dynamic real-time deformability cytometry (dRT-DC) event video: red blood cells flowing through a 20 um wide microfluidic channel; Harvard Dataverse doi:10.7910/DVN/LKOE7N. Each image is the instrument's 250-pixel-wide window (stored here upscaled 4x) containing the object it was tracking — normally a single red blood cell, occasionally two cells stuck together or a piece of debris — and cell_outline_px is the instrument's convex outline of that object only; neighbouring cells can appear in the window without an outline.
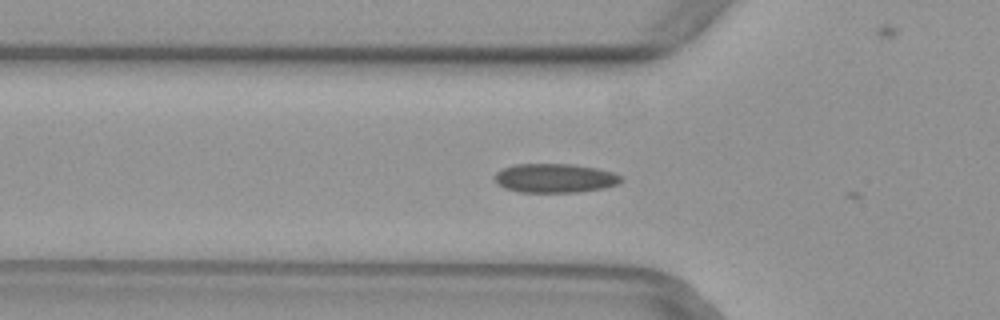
{"species": "common noctule bat (a hibernating species)", "species_latin": "Nyctalus noctula", "temperature_condition": "warm", "stored_images_in_passage": 7, "camera_frame_rate_fps": 3000, "um_per_image_px": 0.085, "animal": {"sex": "female", "body_mass_g": 29.2, "forearm_length_mm": 56.3}, "frame": {"image": 1, "passage_image": 3, "time_ms": 0.667, "image_size_px": [1000, 320], "cell_outline_px": [[624, 180], [620, 184], [604, 188], [576, 192], [520, 192], [504, 188], [496, 184], [492, 176], [496, 172], [504, 168], [516, 164], [572, 164], [596, 168], [612, 172], [624, 176]], "centroid_in_image_um": [47.17, 15.14], "position_along_channel_um": 78.6, "area_um2": 21.68}}
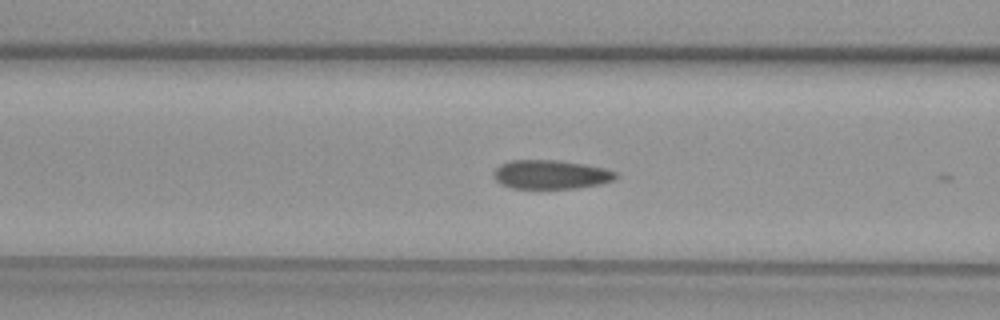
{"frame": {"image": 2, "passage_image": 6, "time_ms": 1.667, "image_size_px": [1000, 320], "cell_outline_px": [[620, 176], [612, 180], [600, 184], [576, 188], [512, 188], [500, 184], [492, 176], [492, 172], [500, 164], [512, 160], [560, 160], [588, 164], [608, 168], [616, 172]], "centroid_in_image_um": [46.84, 14.82], "position_along_channel_um": 119.8, "area_um2": 20.92}}